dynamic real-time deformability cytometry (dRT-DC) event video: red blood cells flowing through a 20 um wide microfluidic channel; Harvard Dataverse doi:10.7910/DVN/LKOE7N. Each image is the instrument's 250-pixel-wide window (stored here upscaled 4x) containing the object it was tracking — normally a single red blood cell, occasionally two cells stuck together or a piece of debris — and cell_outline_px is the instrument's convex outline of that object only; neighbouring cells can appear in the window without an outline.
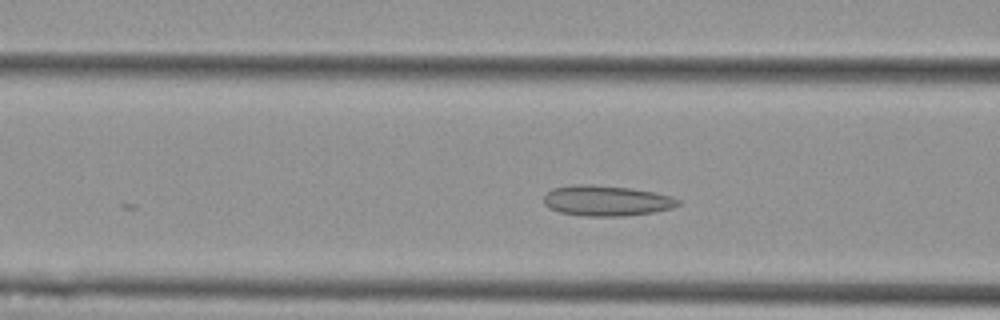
{"species": "Egyptian fruit bat (a non-hibernating species)", "species_latin": "Rousettus aegyptiacus", "temperature_condition": "cold", "stored_images_in_passage": 34, "camera_frame_rate_fps": 3000, "um_per_image_px": 0.085, "animal": {"sex": "female"}, "frame": {"image": 1, "passage_image": 13, "time_ms": 4.0, "image_size_px": [1000, 320], "cell_outline_px": [[680, 204], [672, 208], [652, 212], [620, 216], [584, 216], [560, 212], [548, 208], [544, 204], [544, 196], [552, 188], [628, 188], [652, 192], [672, 196], [680, 200]], "centroid_in_image_um": [51.61, 17.13], "position_along_channel_um": 115.0, "area_um2": 22.43}}
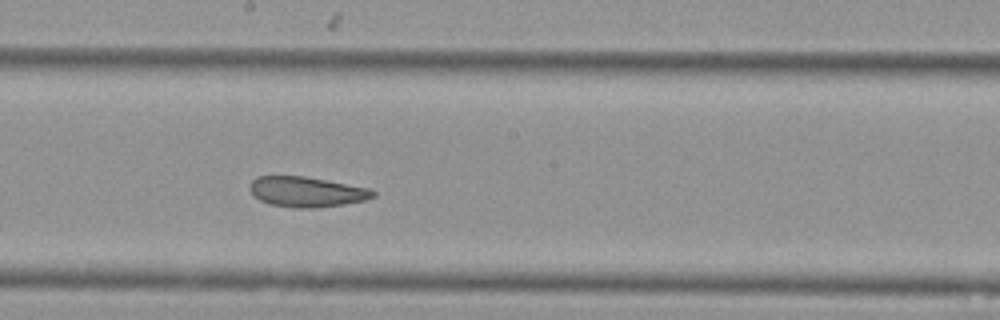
{"frame": {"image": 2, "passage_image": 22, "time_ms": 7.0, "image_size_px": [1000, 320], "cell_outline_px": [[376, 196], [364, 200], [344, 204], [316, 208], [292, 208], [272, 204], [260, 200], [252, 192], [252, 180], [256, 176], [304, 176], [368, 188], [376, 192]], "centroid_in_image_um": [26.09, 16.31], "position_along_channel_um": 222.1, "area_um2": 21.39}}
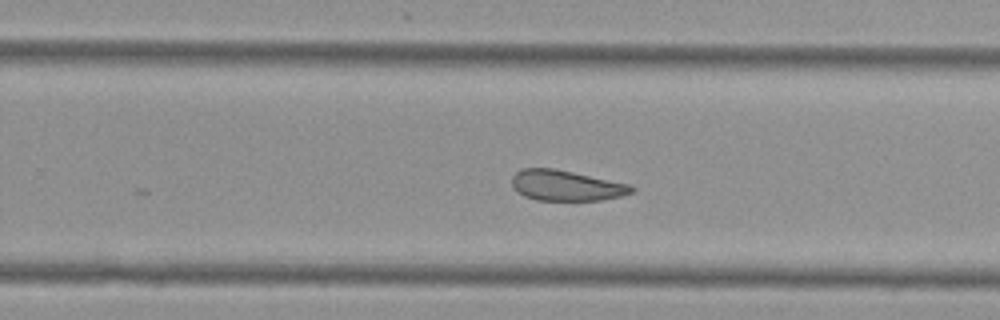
{"frame": {"image": 3, "passage_image": 27, "time_ms": 8.667, "image_size_px": [1000, 320], "cell_outline_px": [[636, 188], [632, 192], [620, 196], [600, 200], [536, 200], [524, 196], [512, 184], [512, 176], [520, 168], [552, 168], [632, 184]], "centroid_in_image_um": [48.14, 15.76], "position_along_channel_um": 281.7, "area_um2": 21.15}}